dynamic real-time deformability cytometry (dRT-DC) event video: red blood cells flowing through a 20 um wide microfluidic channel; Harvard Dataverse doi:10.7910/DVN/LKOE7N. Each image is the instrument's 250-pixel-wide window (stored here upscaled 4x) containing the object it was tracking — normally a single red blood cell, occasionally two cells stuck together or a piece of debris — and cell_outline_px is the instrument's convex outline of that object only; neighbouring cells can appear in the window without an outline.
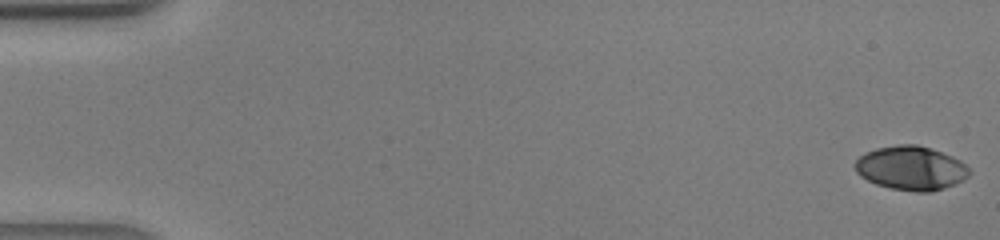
{"species": "human", "species_latin": "Homo sapiens", "temperature_condition": "warm", "stored_images_in_passage": 42, "camera_frame_rate_fps": 3000, "um_per_image_px": 0.085, "donor": {"sex": "male"}, "frame": {"image": 1, "passage_image": 1, "time_ms": 0.0, "image_size_px": [1000, 240], "cell_outline_px": [[972, 172], [964, 180], [944, 188], [932, 192], [916, 192], [892, 188], [876, 184], [860, 176], [856, 172], [852, 164], [864, 152], [876, 148], [896, 144], [916, 144], [932, 148], [952, 156], [960, 160]], "centroid_in_image_um": [77.42, 14.28], "position_along_channel_um": 7.6, "area_um2": 29.59}}
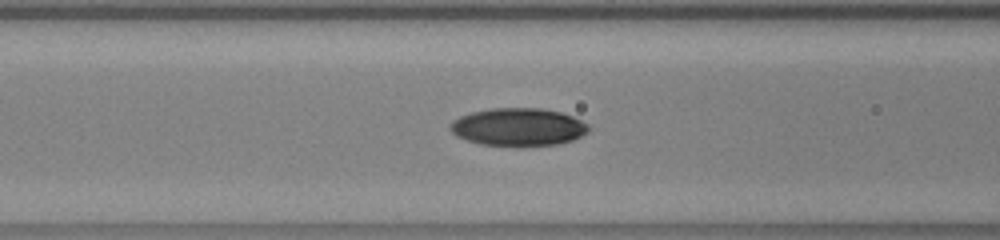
{"frame": {"image": 2, "passage_image": 18, "time_ms": 5.667, "image_size_px": [1000, 240], "cell_outline_px": [[592, 128], [588, 132], [572, 140], [556, 144], [524, 148], [480, 144], [456, 136], [448, 128], [448, 124], [452, 120], [460, 116], [472, 112], [492, 108], [540, 108], [560, 112], [572, 116], [588, 124]], "centroid_in_image_um": [44.04, 10.82], "position_along_channel_um": 122.6, "area_um2": 31.1}}
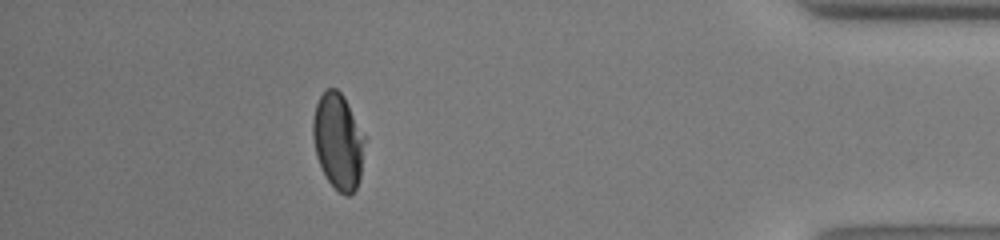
{"frame": {"image": 3, "passage_image": 38, "time_ms": 12.333, "image_size_px": [1000, 240], "cell_outline_px": [[364, 140], [360, 176], [356, 188], [348, 196], [344, 196], [328, 180], [316, 156], [312, 136], [312, 120], [316, 104], [320, 96], [328, 88], [336, 88], [344, 96], [364, 136]], "centroid_in_image_um": [28.71, 11.99], "position_along_channel_um": 406.5, "area_um2": 28.5}}